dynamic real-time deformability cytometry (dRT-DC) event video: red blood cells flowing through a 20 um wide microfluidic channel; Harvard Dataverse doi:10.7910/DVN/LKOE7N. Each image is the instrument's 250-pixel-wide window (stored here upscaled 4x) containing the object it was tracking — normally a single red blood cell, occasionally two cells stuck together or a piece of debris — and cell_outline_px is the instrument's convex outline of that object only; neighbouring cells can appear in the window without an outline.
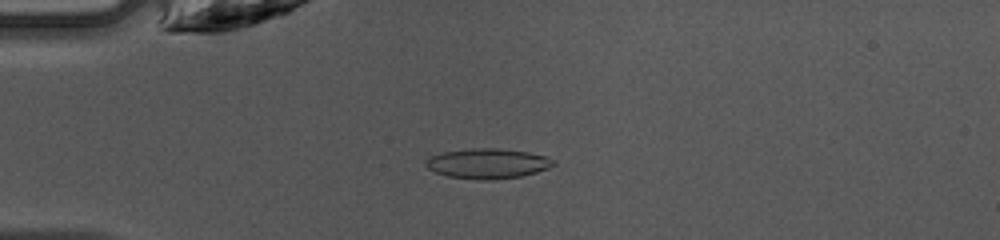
{"species": "common noctule bat (a hibernating species)", "species_latin": "Nyctalus noctula", "temperature_condition": "warm", "stored_images_in_passage": 47, "camera_frame_rate_fps": 3000, "um_per_image_px": 0.085, "animal": {"sex": "female", "body_mass_g": 10.0, "forearm_length_mm": 53.1}, "frame": {"image": 1, "passage_image": 12, "time_ms": 3.667, "image_size_px": [1000, 240], "cell_outline_px": [[556, 164], [548, 168], [536, 172], [520, 176], [492, 180], [476, 180], [448, 176], [436, 172], [428, 168], [424, 164], [424, 160], [428, 156], [440, 152], [472, 148], [500, 148], [528, 152], [544, 156], [556, 160]], "centroid_in_image_um": [41.41, 13.89], "position_along_channel_um": 43.6, "area_um2": 22.6}}
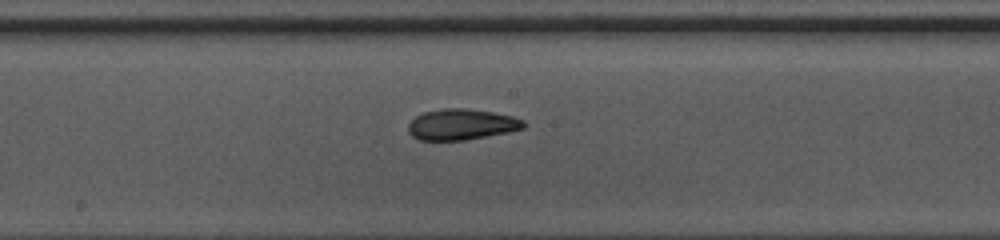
{"frame": {"image": 2, "passage_image": 25, "time_ms": 8.0, "image_size_px": [1000, 240], "cell_outline_px": [[524, 128], [508, 132], [464, 140], [420, 140], [412, 136], [408, 132], [408, 124], [416, 116], [424, 112], [440, 108], [464, 108], [492, 112], [512, 116], [524, 120]], "centroid_in_image_um": [39.2, 10.57], "position_along_channel_um": 209.0, "area_um2": 20.69}}
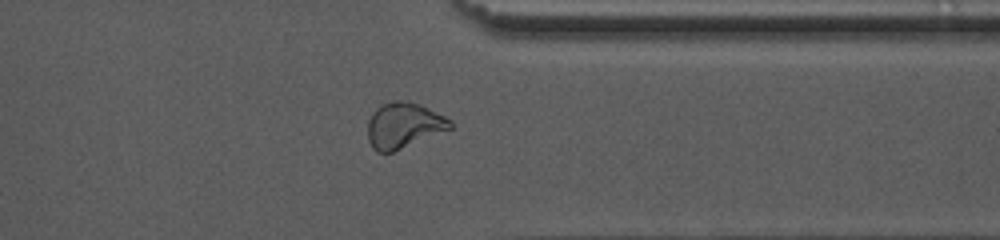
{"frame": {"image": 3, "passage_image": 37, "time_ms": 12.0, "image_size_px": [1000, 240], "cell_outline_px": [[452, 128], [392, 152], [376, 152], [372, 148], [368, 140], [368, 120], [372, 112], [380, 104], [396, 100], [404, 100], [420, 104], [452, 120]], "centroid_in_image_um": [34.28, 10.64], "position_along_channel_um": 377.1, "area_um2": 21.91}, "authors_computed_cell_mechanics": {"area_um2": 21.2704, "velocity_mm_per_s": 4.2636, "shape_relaxation_time_tau1_ms": 3.7495, "shape_relaxation_time_tau2_ms": 2.3563, "deformation_change_tau1": 0.1519, "deformation_change_tau2": 0.092}}